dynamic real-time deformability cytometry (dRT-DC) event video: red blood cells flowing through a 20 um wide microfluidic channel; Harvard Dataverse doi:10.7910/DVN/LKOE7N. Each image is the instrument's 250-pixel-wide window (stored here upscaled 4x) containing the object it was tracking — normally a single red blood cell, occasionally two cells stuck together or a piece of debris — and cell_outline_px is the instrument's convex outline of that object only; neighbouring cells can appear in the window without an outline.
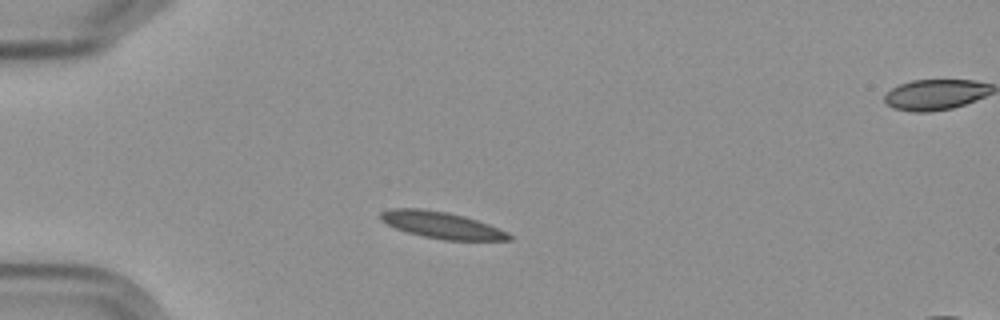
{"species": "Egyptian fruit bat (a non-hibernating species)", "species_latin": "Rousettus aegyptiacus", "temperature_condition": "cold", "stored_images_in_passage": 8, "camera_frame_rate_fps": 3000, "um_per_image_px": 0.085, "frame": {"image": 1, "passage_image": 1, "time_ms": 0.0, "image_size_px": [1000, 320], "cell_outline_px": [[512, 240], [444, 240], [424, 236], [408, 232], [396, 228], [380, 220], [380, 212], [392, 208], [420, 208], [448, 212], [464, 216], [488, 224], [508, 232], [512, 236]], "centroid_in_image_um": [37.54, 19.12], "position_along_channel_um": 47.5, "area_um2": 19.83}}
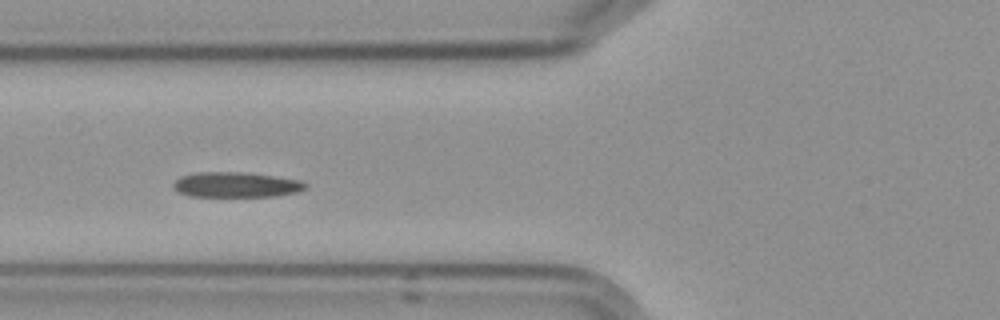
{"frame": {"image": 2, "passage_image": 3, "time_ms": 2.333, "image_size_px": [1000, 320], "cell_outline_px": [[308, 184], [300, 192], [276, 196], [188, 196], [180, 192], [172, 184], [180, 176], [196, 172], [240, 172], [272, 176], [300, 180]], "centroid_in_image_um": [20.07, 15.7], "position_along_channel_um": 105.7, "area_um2": 19.25}}
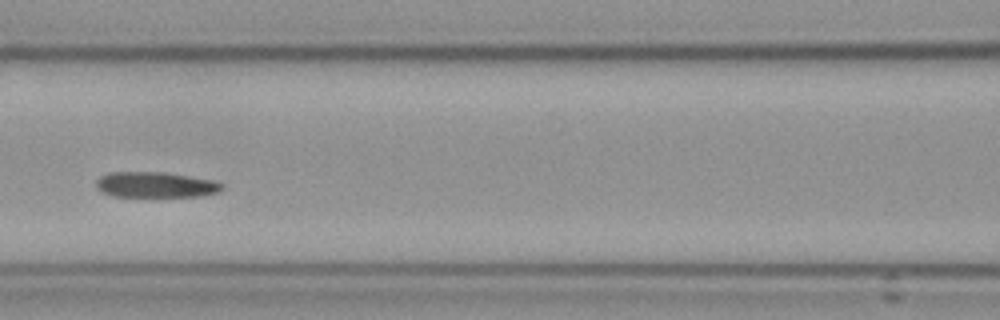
{"frame": {"image": 3, "passage_image": 4, "time_ms": 3.667, "image_size_px": [1000, 320], "cell_outline_px": [[224, 188], [220, 192], [200, 196], [112, 196], [96, 188], [96, 180], [100, 176], [108, 172], [164, 172], [212, 180], [224, 184]], "centroid_in_image_um": [13.23, 15.7], "position_along_channel_um": 153.4, "area_um2": 18.73}}